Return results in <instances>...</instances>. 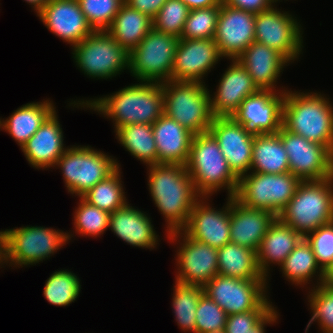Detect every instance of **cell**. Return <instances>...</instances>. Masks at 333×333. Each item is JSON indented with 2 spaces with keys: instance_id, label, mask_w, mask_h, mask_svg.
Returning a JSON list of instances; mask_svg holds the SVG:
<instances>
[{
  "instance_id": "obj_18",
  "label": "cell",
  "mask_w": 333,
  "mask_h": 333,
  "mask_svg": "<svg viewBox=\"0 0 333 333\" xmlns=\"http://www.w3.org/2000/svg\"><path fill=\"white\" fill-rule=\"evenodd\" d=\"M209 198L202 196L196 201L182 231L194 240L218 249L230 243V197L218 210L207 202Z\"/></svg>"
},
{
  "instance_id": "obj_25",
  "label": "cell",
  "mask_w": 333,
  "mask_h": 333,
  "mask_svg": "<svg viewBox=\"0 0 333 333\" xmlns=\"http://www.w3.org/2000/svg\"><path fill=\"white\" fill-rule=\"evenodd\" d=\"M63 138V130L55 110L21 149L33 168H54L58 159L69 148L64 146Z\"/></svg>"
},
{
  "instance_id": "obj_33",
  "label": "cell",
  "mask_w": 333,
  "mask_h": 333,
  "mask_svg": "<svg viewBox=\"0 0 333 333\" xmlns=\"http://www.w3.org/2000/svg\"><path fill=\"white\" fill-rule=\"evenodd\" d=\"M282 275L292 285H300L302 288L309 284L316 276L315 286L321 285L324 280V271L316 262L311 245L303 238L295 249L285 258L280 266ZM309 281V282H308Z\"/></svg>"
},
{
  "instance_id": "obj_51",
  "label": "cell",
  "mask_w": 333,
  "mask_h": 333,
  "mask_svg": "<svg viewBox=\"0 0 333 333\" xmlns=\"http://www.w3.org/2000/svg\"><path fill=\"white\" fill-rule=\"evenodd\" d=\"M24 1H26L27 3H29V5L32 6L36 14H38L41 11L43 6L47 2L46 0H24Z\"/></svg>"
},
{
  "instance_id": "obj_43",
  "label": "cell",
  "mask_w": 333,
  "mask_h": 333,
  "mask_svg": "<svg viewBox=\"0 0 333 333\" xmlns=\"http://www.w3.org/2000/svg\"><path fill=\"white\" fill-rule=\"evenodd\" d=\"M195 333H206L225 328L226 312L206 294L200 297L196 310Z\"/></svg>"
},
{
  "instance_id": "obj_13",
  "label": "cell",
  "mask_w": 333,
  "mask_h": 333,
  "mask_svg": "<svg viewBox=\"0 0 333 333\" xmlns=\"http://www.w3.org/2000/svg\"><path fill=\"white\" fill-rule=\"evenodd\" d=\"M167 235L170 242H179L176 254L177 273L175 281L204 287L218 275L217 248L201 243L182 230Z\"/></svg>"
},
{
  "instance_id": "obj_53",
  "label": "cell",
  "mask_w": 333,
  "mask_h": 333,
  "mask_svg": "<svg viewBox=\"0 0 333 333\" xmlns=\"http://www.w3.org/2000/svg\"><path fill=\"white\" fill-rule=\"evenodd\" d=\"M206 333H226L225 328L220 329V330H216V331H210V332H206Z\"/></svg>"
},
{
  "instance_id": "obj_36",
  "label": "cell",
  "mask_w": 333,
  "mask_h": 333,
  "mask_svg": "<svg viewBox=\"0 0 333 333\" xmlns=\"http://www.w3.org/2000/svg\"><path fill=\"white\" fill-rule=\"evenodd\" d=\"M81 197L91 205L109 213L123 207L128 202L121 180V168L118 167Z\"/></svg>"
},
{
  "instance_id": "obj_50",
  "label": "cell",
  "mask_w": 333,
  "mask_h": 333,
  "mask_svg": "<svg viewBox=\"0 0 333 333\" xmlns=\"http://www.w3.org/2000/svg\"><path fill=\"white\" fill-rule=\"evenodd\" d=\"M323 285L333 286V263L325 270Z\"/></svg>"
},
{
  "instance_id": "obj_24",
  "label": "cell",
  "mask_w": 333,
  "mask_h": 333,
  "mask_svg": "<svg viewBox=\"0 0 333 333\" xmlns=\"http://www.w3.org/2000/svg\"><path fill=\"white\" fill-rule=\"evenodd\" d=\"M247 70L259 90H276V82L290 62L277 50L258 42H252L236 59Z\"/></svg>"
},
{
  "instance_id": "obj_17",
  "label": "cell",
  "mask_w": 333,
  "mask_h": 333,
  "mask_svg": "<svg viewBox=\"0 0 333 333\" xmlns=\"http://www.w3.org/2000/svg\"><path fill=\"white\" fill-rule=\"evenodd\" d=\"M209 132L217 140L230 169L239 178L251 169L253 133L232 116L214 117Z\"/></svg>"
},
{
  "instance_id": "obj_22",
  "label": "cell",
  "mask_w": 333,
  "mask_h": 333,
  "mask_svg": "<svg viewBox=\"0 0 333 333\" xmlns=\"http://www.w3.org/2000/svg\"><path fill=\"white\" fill-rule=\"evenodd\" d=\"M259 91L247 70L239 61L231 60L219 80L216 92L210 95V107L214 117H231L242 101Z\"/></svg>"
},
{
  "instance_id": "obj_38",
  "label": "cell",
  "mask_w": 333,
  "mask_h": 333,
  "mask_svg": "<svg viewBox=\"0 0 333 333\" xmlns=\"http://www.w3.org/2000/svg\"><path fill=\"white\" fill-rule=\"evenodd\" d=\"M308 302L312 317L306 326L308 332L313 322H318L322 333H333V286L323 284L309 288Z\"/></svg>"
},
{
  "instance_id": "obj_20",
  "label": "cell",
  "mask_w": 333,
  "mask_h": 333,
  "mask_svg": "<svg viewBox=\"0 0 333 333\" xmlns=\"http://www.w3.org/2000/svg\"><path fill=\"white\" fill-rule=\"evenodd\" d=\"M285 92L259 90L245 98L232 117L253 134L278 133Z\"/></svg>"
},
{
  "instance_id": "obj_45",
  "label": "cell",
  "mask_w": 333,
  "mask_h": 333,
  "mask_svg": "<svg viewBox=\"0 0 333 333\" xmlns=\"http://www.w3.org/2000/svg\"><path fill=\"white\" fill-rule=\"evenodd\" d=\"M273 308L268 297L256 310L227 315L226 333H248V330L253 329Z\"/></svg>"
},
{
  "instance_id": "obj_8",
  "label": "cell",
  "mask_w": 333,
  "mask_h": 333,
  "mask_svg": "<svg viewBox=\"0 0 333 333\" xmlns=\"http://www.w3.org/2000/svg\"><path fill=\"white\" fill-rule=\"evenodd\" d=\"M68 193L81 197L111 175L120 164L117 159L91 146L73 145L58 159Z\"/></svg>"
},
{
  "instance_id": "obj_31",
  "label": "cell",
  "mask_w": 333,
  "mask_h": 333,
  "mask_svg": "<svg viewBox=\"0 0 333 333\" xmlns=\"http://www.w3.org/2000/svg\"><path fill=\"white\" fill-rule=\"evenodd\" d=\"M250 172L266 174L290 172L288 155L278 133L254 135Z\"/></svg>"
},
{
  "instance_id": "obj_29",
  "label": "cell",
  "mask_w": 333,
  "mask_h": 333,
  "mask_svg": "<svg viewBox=\"0 0 333 333\" xmlns=\"http://www.w3.org/2000/svg\"><path fill=\"white\" fill-rule=\"evenodd\" d=\"M55 109L53 101L48 99L22 105L3 119V130L22 148Z\"/></svg>"
},
{
  "instance_id": "obj_15",
  "label": "cell",
  "mask_w": 333,
  "mask_h": 333,
  "mask_svg": "<svg viewBox=\"0 0 333 333\" xmlns=\"http://www.w3.org/2000/svg\"><path fill=\"white\" fill-rule=\"evenodd\" d=\"M267 280H245L217 275L203 288L204 294L227 315L256 310L267 298Z\"/></svg>"
},
{
  "instance_id": "obj_42",
  "label": "cell",
  "mask_w": 333,
  "mask_h": 333,
  "mask_svg": "<svg viewBox=\"0 0 333 333\" xmlns=\"http://www.w3.org/2000/svg\"><path fill=\"white\" fill-rule=\"evenodd\" d=\"M80 9L94 31L107 30L124 0H78Z\"/></svg>"
},
{
  "instance_id": "obj_11",
  "label": "cell",
  "mask_w": 333,
  "mask_h": 333,
  "mask_svg": "<svg viewBox=\"0 0 333 333\" xmlns=\"http://www.w3.org/2000/svg\"><path fill=\"white\" fill-rule=\"evenodd\" d=\"M179 38L152 28L129 53V72L136 80L164 83L171 80Z\"/></svg>"
},
{
  "instance_id": "obj_35",
  "label": "cell",
  "mask_w": 333,
  "mask_h": 333,
  "mask_svg": "<svg viewBox=\"0 0 333 333\" xmlns=\"http://www.w3.org/2000/svg\"><path fill=\"white\" fill-rule=\"evenodd\" d=\"M173 292L172 308L178 326L183 332L195 333L196 310L204 288L175 281Z\"/></svg>"
},
{
  "instance_id": "obj_52",
  "label": "cell",
  "mask_w": 333,
  "mask_h": 333,
  "mask_svg": "<svg viewBox=\"0 0 333 333\" xmlns=\"http://www.w3.org/2000/svg\"><path fill=\"white\" fill-rule=\"evenodd\" d=\"M2 258H3V231H0V266L2 268Z\"/></svg>"
},
{
  "instance_id": "obj_7",
  "label": "cell",
  "mask_w": 333,
  "mask_h": 333,
  "mask_svg": "<svg viewBox=\"0 0 333 333\" xmlns=\"http://www.w3.org/2000/svg\"><path fill=\"white\" fill-rule=\"evenodd\" d=\"M208 90L200 82H164V114L194 135L208 132L214 118Z\"/></svg>"
},
{
  "instance_id": "obj_3",
  "label": "cell",
  "mask_w": 333,
  "mask_h": 333,
  "mask_svg": "<svg viewBox=\"0 0 333 333\" xmlns=\"http://www.w3.org/2000/svg\"><path fill=\"white\" fill-rule=\"evenodd\" d=\"M319 93L286 90L282 126L333 152V104Z\"/></svg>"
},
{
  "instance_id": "obj_28",
  "label": "cell",
  "mask_w": 333,
  "mask_h": 333,
  "mask_svg": "<svg viewBox=\"0 0 333 333\" xmlns=\"http://www.w3.org/2000/svg\"><path fill=\"white\" fill-rule=\"evenodd\" d=\"M302 239L298 232L278 217L272 222L256 252L259 270L267 280L270 278V265L281 266Z\"/></svg>"
},
{
  "instance_id": "obj_1",
  "label": "cell",
  "mask_w": 333,
  "mask_h": 333,
  "mask_svg": "<svg viewBox=\"0 0 333 333\" xmlns=\"http://www.w3.org/2000/svg\"><path fill=\"white\" fill-rule=\"evenodd\" d=\"M69 104L112 119L114 132L125 125L153 124L164 114L163 83L140 81L104 97L72 99Z\"/></svg>"
},
{
  "instance_id": "obj_4",
  "label": "cell",
  "mask_w": 333,
  "mask_h": 333,
  "mask_svg": "<svg viewBox=\"0 0 333 333\" xmlns=\"http://www.w3.org/2000/svg\"><path fill=\"white\" fill-rule=\"evenodd\" d=\"M186 168L201 197H211L220 189H226L228 197L235 195L239 178L209 131L194 135Z\"/></svg>"
},
{
  "instance_id": "obj_39",
  "label": "cell",
  "mask_w": 333,
  "mask_h": 333,
  "mask_svg": "<svg viewBox=\"0 0 333 333\" xmlns=\"http://www.w3.org/2000/svg\"><path fill=\"white\" fill-rule=\"evenodd\" d=\"M74 212L75 233L80 236L99 237L109 228V212H105L79 197Z\"/></svg>"
},
{
  "instance_id": "obj_34",
  "label": "cell",
  "mask_w": 333,
  "mask_h": 333,
  "mask_svg": "<svg viewBox=\"0 0 333 333\" xmlns=\"http://www.w3.org/2000/svg\"><path fill=\"white\" fill-rule=\"evenodd\" d=\"M116 139L131 156L140 160L146 166L157 164V147L152 124H132L120 127Z\"/></svg>"
},
{
  "instance_id": "obj_19",
  "label": "cell",
  "mask_w": 333,
  "mask_h": 333,
  "mask_svg": "<svg viewBox=\"0 0 333 333\" xmlns=\"http://www.w3.org/2000/svg\"><path fill=\"white\" fill-rule=\"evenodd\" d=\"M213 39L223 58L237 59L255 41V14L222 1Z\"/></svg>"
},
{
  "instance_id": "obj_26",
  "label": "cell",
  "mask_w": 333,
  "mask_h": 333,
  "mask_svg": "<svg viewBox=\"0 0 333 333\" xmlns=\"http://www.w3.org/2000/svg\"><path fill=\"white\" fill-rule=\"evenodd\" d=\"M147 215L146 212L126 203L123 207L110 213L109 228L114 235L129 245L154 249L160 239Z\"/></svg>"
},
{
  "instance_id": "obj_46",
  "label": "cell",
  "mask_w": 333,
  "mask_h": 333,
  "mask_svg": "<svg viewBox=\"0 0 333 333\" xmlns=\"http://www.w3.org/2000/svg\"><path fill=\"white\" fill-rule=\"evenodd\" d=\"M225 4L250 12L253 14L260 13L269 9L273 4L274 0H222Z\"/></svg>"
},
{
  "instance_id": "obj_37",
  "label": "cell",
  "mask_w": 333,
  "mask_h": 333,
  "mask_svg": "<svg viewBox=\"0 0 333 333\" xmlns=\"http://www.w3.org/2000/svg\"><path fill=\"white\" fill-rule=\"evenodd\" d=\"M44 298L55 306H68L74 302L81 290L80 279L68 269L54 271L46 280Z\"/></svg>"
},
{
  "instance_id": "obj_10",
  "label": "cell",
  "mask_w": 333,
  "mask_h": 333,
  "mask_svg": "<svg viewBox=\"0 0 333 333\" xmlns=\"http://www.w3.org/2000/svg\"><path fill=\"white\" fill-rule=\"evenodd\" d=\"M76 66L89 78L112 79L129 70V53L106 31H93L72 47Z\"/></svg>"
},
{
  "instance_id": "obj_30",
  "label": "cell",
  "mask_w": 333,
  "mask_h": 333,
  "mask_svg": "<svg viewBox=\"0 0 333 333\" xmlns=\"http://www.w3.org/2000/svg\"><path fill=\"white\" fill-rule=\"evenodd\" d=\"M152 28V18L124 2L106 31L130 53Z\"/></svg>"
},
{
  "instance_id": "obj_23",
  "label": "cell",
  "mask_w": 333,
  "mask_h": 333,
  "mask_svg": "<svg viewBox=\"0 0 333 333\" xmlns=\"http://www.w3.org/2000/svg\"><path fill=\"white\" fill-rule=\"evenodd\" d=\"M276 218L270 211L247 207L230 197V243L257 252L269 226Z\"/></svg>"
},
{
  "instance_id": "obj_47",
  "label": "cell",
  "mask_w": 333,
  "mask_h": 333,
  "mask_svg": "<svg viewBox=\"0 0 333 333\" xmlns=\"http://www.w3.org/2000/svg\"><path fill=\"white\" fill-rule=\"evenodd\" d=\"M131 8L154 19L167 0H124Z\"/></svg>"
},
{
  "instance_id": "obj_21",
  "label": "cell",
  "mask_w": 333,
  "mask_h": 333,
  "mask_svg": "<svg viewBox=\"0 0 333 333\" xmlns=\"http://www.w3.org/2000/svg\"><path fill=\"white\" fill-rule=\"evenodd\" d=\"M37 16L50 32L72 47L94 31L78 0L48 1Z\"/></svg>"
},
{
  "instance_id": "obj_9",
  "label": "cell",
  "mask_w": 333,
  "mask_h": 333,
  "mask_svg": "<svg viewBox=\"0 0 333 333\" xmlns=\"http://www.w3.org/2000/svg\"><path fill=\"white\" fill-rule=\"evenodd\" d=\"M300 182L291 172H249L239 177L233 197L247 207L267 210L278 216L294 196Z\"/></svg>"
},
{
  "instance_id": "obj_48",
  "label": "cell",
  "mask_w": 333,
  "mask_h": 333,
  "mask_svg": "<svg viewBox=\"0 0 333 333\" xmlns=\"http://www.w3.org/2000/svg\"><path fill=\"white\" fill-rule=\"evenodd\" d=\"M279 313L276 310V307H274L253 329L248 330V333H265V327L266 325H270L276 321H278Z\"/></svg>"
},
{
  "instance_id": "obj_6",
  "label": "cell",
  "mask_w": 333,
  "mask_h": 333,
  "mask_svg": "<svg viewBox=\"0 0 333 333\" xmlns=\"http://www.w3.org/2000/svg\"><path fill=\"white\" fill-rule=\"evenodd\" d=\"M73 237L70 232H63L52 227L22 226L3 230L2 266L36 265L54 255ZM9 264V265H8Z\"/></svg>"
},
{
  "instance_id": "obj_32",
  "label": "cell",
  "mask_w": 333,
  "mask_h": 333,
  "mask_svg": "<svg viewBox=\"0 0 333 333\" xmlns=\"http://www.w3.org/2000/svg\"><path fill=\"white\" fill-rule=\"evenodd\" d=\"M218 274L245 280H267L259 270L256 251L234 243L217 249Z\"/></svg>"
},
{
  "instance_id": "obj_14",
  "label": "cell",
  "mask_w": 333,
  "mask_h": 333,
  "mask_svg": "<svg viewBox=\"0 0 333 333\" xmlns=\"http://www.w3.org/2000/svg\"><path fill=\"white\" fill-rule=\"evenodd\" d=\"M288 155L290 172L301 181L333 177V152L324 145L308 141L283 126L278 131Z\"/></svg>"
},
{
  "instance_id": "obj_27",
  "label": "cell",
  "mask_w": 333,
  "mask_h": 333,
  "mask_svg": "<svg viewBox=\"0 0 333 333\" xmlns=\"http://www.w3.org/2000/svg\"><path fill=\"white\" fill-rule=\"evenodd\" d=\"M157 147V164L186 166L194 134L163 114L152 124Z\"/></svg>"
},
{
  "instance_id": "obj_41",
  "label": "cell",
  "mask_w": 333,
  "mask_h": 333,
  "mask_svg": "<svg viewBox=\"0 0 333 333\" xmlns=\"http://www.w3.org/2000/svg\"><path fill=\"white\" fill-rule=\"evenodd\" d=\"M189 11L182 0H167L153 19V28L180 38Z\"/></svg>"
},
{
  "instance_id": "obj_12",
  "label": "cell",
  "mask_w": 333,
  "mask_h": 333,
  "mask_svg": "<svg viewBox=\"0 0 333 333\" xmlns=\"http://www.w3.org/2000/svg\"><path fill=\"white\" fill-rule=\"evenodd\" d=\"M275 5L255 14V42L277 50L292 63L304 48L303 28L294 15L281 12Z\"/></svg>"
},
{
  "instance_id": "obj_54",
  "label": "cell",
  "mask_w": 333,
  "mask_h": 333,
  "mask_svg": "<svg viewBox=\"0 0 333 333\" xmlns=\"http://www.w3.org/2000/svg\"><path fill=\"white\" fill-rule=\"evenodd\" d=\"M0 129L3 130V119L0 118Z\"/></svg>"
},
{
  "instance_id": "obj_16",
  "label": "cell",
  "mask_w": 333,
  "mask_h": 333,
  "mask_svg": "<svg viewBox=\"0 0 333 333\" xmlns=\"http://www.w3.org/2000/svg\"><path fill=\"white\" fill-rule=\"evenodd\" d=\"M223 59L214 39L179 38L171 75L172 81L200 82Z\"/></svg>"
},
{
  "instance_id": "obj_44",
  "label": "cell",
  "mask_w": 333,
  "mask_h": 333,
  "mask_svg": "<svg viewBox=\"0 0 333 333\" xmlns=\"http://www.w3.org/2000/svg\"><path fill=\"white\" fill-rule=\"evenodd\" d=\"M305 239L312 247L317 264L325 272L333 263V221L321 225Z\"/></svg>"
},
{
  "instance_id": "obj_2",
  "label": "cell",
  "mask_w": 333,
  "mask_h": 333,
  "mask_svg": "<svg viewBox=\"0 0 333 333\" xmlns=\"http://www.w3.org/2000/svg\"><path fill=\"white\" fill-rule=\"evenodd\" d=\"M148 188L163 215L167 234L182 230L196 201L201 197L195 190L186 166L154 164L147 166Z\"/></svg>"
},
{
  "instance_id": "obj_49",
  "label": "cell",
  "mask_w": 333,
  "mask_h": 333,
  "mask_svg": "<svg viewBox=\"0 0 333 333\" xmlns=\"http://www.w3.org/2000/svg\"><path fill=\"white\" fill-rule=\"evenodd\" d=\"M189 8V10L207 8L211 6H220L222 0H182Z\"/></svg>"
},
{
  "instance_id": "obj_5",
  "label": "cell",
  "mask_w": 333,
  "mask_h": 333,
  "mask_svg": "<svg viewBox=\"0 0 333 333\" xmlns=\"http://www.w3.org/2000/svg\"><path fill=\"white\" fill-rule=\"evenodd\" d=\"M277 217L303 238L333 221V177L301 181Z\"/></svg>"
},
{
  "instance_id": "obj_40",
  "label": "cell",
  "mask_w": 333,
  "mask_h": 333,
  "mask_svg": "<svg viewBox=\"0 0 333 333\" xmlns=\"http://www.w3.org/2000/svg\"><path fill=\"white\" fill-rule=\"evenodd\" d=\"M220 13V6L190 10L180 38L213 39Z\"/></svg>"
}]
</instances>
